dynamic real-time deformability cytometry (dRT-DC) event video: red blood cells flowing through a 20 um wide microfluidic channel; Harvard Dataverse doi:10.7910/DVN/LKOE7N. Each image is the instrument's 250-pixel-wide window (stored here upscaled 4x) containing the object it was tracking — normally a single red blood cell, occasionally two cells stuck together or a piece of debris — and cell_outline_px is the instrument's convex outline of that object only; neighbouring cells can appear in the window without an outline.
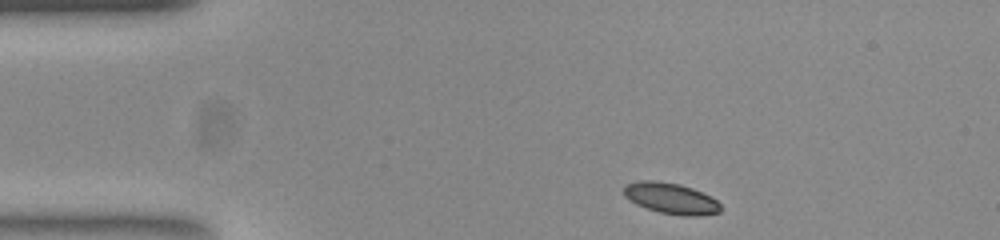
{"species": "common noctule bat (a hibernating species)", "species_latin": "Nyctalus noctula", "temperature_condition": "room temperature", "stored_images_in_passage": 45, "camera_frame_rate_fps": 3000, "um_per_image_px": 0.085, "animal": {"sex": "female", "body_mass_g": 23.0, "forearm_length_mm": 53.4}, "frame": {"image": 1, "passage_image": 1, "time_ms": 0.0, "image_size_px": [1000, 240], "cell_outline_px": [[720, 212], [696, 216], [684, 216], [660, 212], [636, 204], [628, 200], [624, 196], [624, 188], [628, 184], [640, 180], [656, 180], [680, 184], [692, 188], [716, 200], [720, 204]], "centroid_in_image_um": [57.0, 16.85], "position_along_channel_um": 28.0, "area_um2": 17.28}}
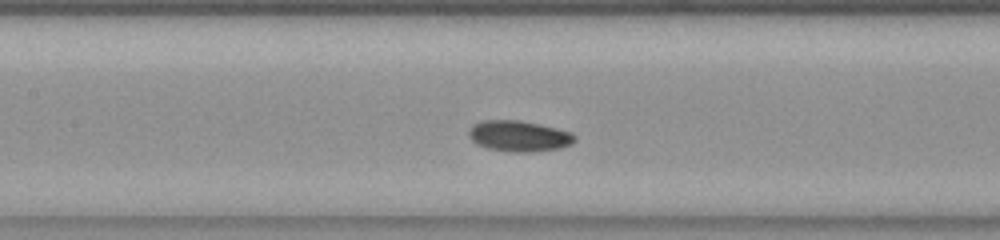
{"frame": {"image": 2, "passage_image": 16, "time_ms": 5.0, "image_size_px": [1000, 240], "cell_outline_px": [[576, 140], [572, 144], [560, 148], [528, 152], [516, 152], [488, 148], [476, 144], [468, 136], [468, 132], [472, 124], [480, 120], [520, 120], [540, 124], [572, 132], [576, 136]], "centroid_in_image_um": [44.11, 11.55], "position_along_channel_um": 163.3, "area_um2": 19.19}}
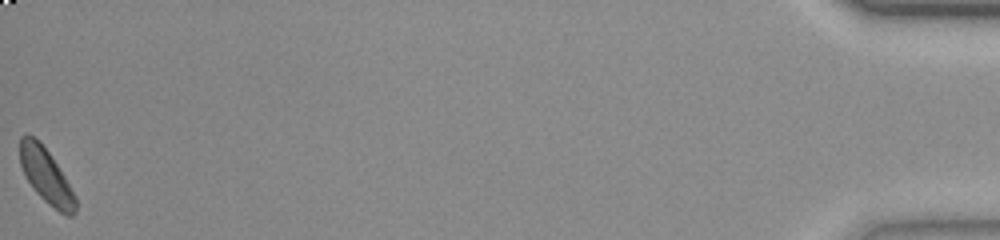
{"frame": {"image": 3, "passage_image": 45, "time_ms": 14.667, "image_size_px": [1000, 240], "cell_outline_px": [[76, 212], [72, 216], [68, 216], [60, 212], [48, 204], [36, 192], [28, 180], [20, 164], [20, 136], [28, 132], [48, 152], [64, 176], [76, 196]], "centroid_in_image_um": [3.92, 14.97], "position_along_channel_um": 431.3, "area_um2": 17.34}}